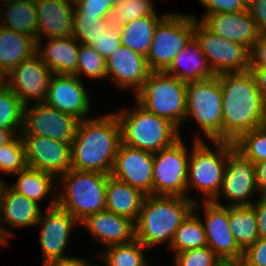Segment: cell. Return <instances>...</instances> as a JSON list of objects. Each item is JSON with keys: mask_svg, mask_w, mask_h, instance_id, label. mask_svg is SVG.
I'll return each instance as SVG.
<instances>
[{"mask_svg": "<svg viewBox=\"0 0 266 266\" xmlns=\"http://www.w3.org/2000/svg\"><path fill=\"white\" fill-rule=\"evenodd\" d=\"M247 11L258 29L266 23V0H248Z\"/></svg>", "mask_w": 266, "mask_h": 266, "instance_id": "obj_48", "label": "cell"}, {"mask_svg": "<svg viewBox=\"0 0 266 266\" xmlns=\"http://www.w3.org/2000/svg\"><path fill=\"white\" fill-rule=\"evenodd\" d=\"M249 71L253 76L257 89L266 102V69L249 68Z\"/></svg>", "mask_w": 266, "mask_h": 266, "instance_id": "obj_51", "label": "cell"}, {"mask_svg": "<svg viewBox=\"0 0 266 266\" xmlns=\"http://www.w3.org/2000/svg\"><path fill=\"white\" fill-rule=\"evenodd\" d=\"M259 36L266 37V23L259 29Z\"/></svg>", "mask_w": 266, "mask_h": 266, "instance_id": "obj_56", "label": "cell"}, {"mask_svg": "<svg viewBox=\"0 0 266 266\" xmlns=\"http://www.w3.org/2000/svg\"><path fill=\"white\" fill-rule=\"evenodd\" d=\"M53 72L37 54L22 61L6 75V86L24 105L45 102Z\"/></svg>", "mask_w": 266, "mask_h": 266, "instance_id": "obj_16", "label": "cell"}, {"mask_svg": "<svg viewBox=\"0 0 266 266\" xmlns=\"http://www.w3.org/2000/svg\"><path fill=\"white\" fill-rule=\"evenodd\" d=\"M110 175L69 169L57 178V205L79 224L106 210V186Z\"/></svg>", "mask_w": 266, "mask_h": 266, "instance_id": "obj_4", "label": "cell"}, {"mask_svg": "<svg viewBox=\"0 0 266 266\" xmlns=\"http://www.w3.org/2000/svg\"><path fill=\"white\" fill-rule=\"evenodd\" d=\"M35 4L37 7V40L72 35L74 0H35Z\"/></svg>", "mask_w": 266, "mask_h": 266, "instance_id": "obj_23", "label": "cell"}, {"mask_svg": "<svg viewBox=\"0 0 266 266\" xmlns=\"http://www.w3.org/2000/svg\"><path fill=\"white\" fill-rule=\"evenodd\" d=\"M251 206L257 219L258 237L266 239V195H260Z\"/></svg>", "mask_w": 266, "mask_h": 266, "instance_id": "obj_47", "label": "cell"}, {"mask_svg": "<svg viewBox=\"0 0 266 266\" xmlns=\"http://www.w3.org/2000/svg\"><path fill=\"white\" fill-rule=\"evenodd\" d=\"M153 3V0H126L113 6L105 17L106 25L121 31L130 21L157 13Z\"/></svg>", "mask_w": 266, "mask_h": 266, "instance_id": "obj_35", "label": "cell"}, {"mask_svg": "<svg viewBox=\"0 0 266 266\" xmlns=\"http://www.w3.org/2000/svg\"><path fill=\"white\" fill-rule=\"evenodd\" d=\"M27 167L25 146L20 134L10 142L0 146V172L11 176Z\"/></svg>", "mask_w": 266, "mask_h": 266, "instance_id": "obj_39", "label": "cell"}, {"mask_svg": "<svg viewBox=\"0 0 266 266\" xmlns=\"http://www.w3.org/2000/svg\"><path fill=\"white\" fill-rule=\"evenodd\" d=\"M201 22L225 40L239 43L249 50L258 40L259 29L247 9L206 15Z\"/></svg>", "mask_w": 266, "mask_h": 266, "instance_id": "obj_21", "label": "cell"}, {"mask_svg": "<svg viewBox=\"0 0 266 266\" xmlns=\"http://www.w3.org/2000/svg\"><path fill=\"white\" fill-rule=\"evenodd\" d=\"M164 72L185 82L205 80L215 76L195 36L189 40Z\"/></svg>", "mask_w": 266, "mask_h": 266, "instance_id": "obj_26", "label": "cell"}, {"mask_svg": "<svg viewBox=\"0 0 266 266\" xmlns=\"http://www.w3.org/2000/svg\"><path fill=\"white\" fill-rule=\"evenodd\" d=\"M24 104L7 86L0 91V128L14 129L21 133L24 116Z\"/></svg>", "mask_w": 266, "mask_h": 266, "instance_id": "obj_36", "label": "cell"}, {"mask_svg": "<svg viewBox=\"0 0 266 266\" xmlns=\"http://www.w3.org/2000/svg\"><path fill=\"white\" fill-rule=\"evenodd\" d=\"M82 266H102L101 264H92L89 259Z\"/></svg>", "mask_w": 266, "mask_h": 266, "instance_id": "obj_59", "label": "cell"}, {"mask_svg": "<svg viewBox=\"0 0 266 266\" xmlns=\"http://www.w3.org/2000/svg\"><path fill=\"white\" fill-rule=\"evenodd\" d=\"M186 85L187 82L163 71H152L134 98L147 111L179 129L186 116Z\"/></svg>", "mask_w": 266, "mask_h": 266, "instance_id": "obj_8", "label": "cell"}, {"mask_svg": "<svg viewBox=\"0 0 266 266\" xmlns=\"http://www.w3.org/2000/svg\"><path fill=\"white\" fill-rule=\"evenodd\" d=\"M134 104L129 110L123 106L114 112L120 124L122 144L156 153L182 137L174 124L147 111L136 100Z\"/></svg>", "mask_w": 266, "mask_h": 266, "instance_id": "obj_6", "label": "cell"}, {"mask_svg": "<svg viewBox=\"0 0 266 266\" xmlns=\"http://www.w3.org/2000/svg\"><path fill=\"white\" fill-rule=\"evenodd\" d=\"M6 86V75L0 71V91Z\"/></svg>", "mask_w": 266, "mask_h": 266, "instance_id": "obj_54", "label": "cell"}, {"mask_svg": "<svg viewBox=\"0 0 266 266\" xmlns=\"http://www.w3.org/2000/svg\"><path fill=\"white\" fill-rule=\"evenodd\" d=\"M256 196L259 197L260 194L256 185L254 163L233 148L227 156L222 187L213 202L228 207L251 206ZM221 197L228 203L223 204Z\"/></svg>", "mask_w": 266, "mask_h": 266, "instance_id": "obj_12", "label": "cell"}, {"mask_svg": "<svg viewBox=\"0 0 266 266\" xmlns=\"http://www.w3.org/2000/svg\"><path fill=\"white\" fill-rule=\"evenodd\" d=\"M75 76L81 80L84 76L93 81L107 80L106 60L90 45L79 43Z\"/></svg>", "mask_w": 266, "mask_h": 266, "instance_id": "obj_37", "label": "cell"}, {"mask_svg": "<svg viewBox=\"0 0 266 266\" xmlns=\"http://www.w3.org/2000/svg\"><path fill=\"white\" fill-rule=\"evenodd\" d=\"M18 133L14 129L0 128V146L10 142Z\"/></svg>", "mask_w": 266, "mask_h": 266, "instance_id": "obj_52", "label": "cell"}, {"mask_svg": "<svg viewBox=\"0 0 266 266\" xmlns=\"http://www.w3.org/2000/svg\"><path fill=\"white\" fill-rule=\"evenodd\" d=\"M79 223L58 205L46 208L36 224L40 226L39 245L42 263L52 259L65 258L71 255L65 253L70 244V237L75 225Z\"/></svg>", "mask_w": 266, "mask_h": 266, "instance_id": "obj_15", "label": "cell"}, {"mask_svg": "<svg viewBox=\"0 0 266 266\" xmlns=\"http://www.w3.org/2000/svg\"><path fill=\"white\" fill-rule=\"evenodd\" d=\"M81 224L105 248L135 239V223L107 210L88 216Z\"/></svg>", "mask_w": 266, "mask_h": 266, "instance_id": "obj_24", "label": "cell"}, {"mask_svg": "<svg viewBox=\"0 0 266 266\" xmlns=\"http://www.w3.org/2000/svg\"><path fill=\"white\" fill-rule=\"evenodd\" d=\"M4 4L10 3V2H14V1H18V0H1Z\"/></svg>", "mask_w": 266, "mask_h": 266, "instance_id": "obj_61", "label": "cell"}, {"mask_svg": "<svg viewBox=\"0 0 266 266\" xmlns=\"http://www.w3.org/2000/svg\"><path fill=\"white\" fill-rule=\"evenodd\" d=\"M221 266H243L240 262H227L223 263Z\"/></svg>", "mask_w": 266, "mask_h": 266, "instance_id": "obj_57", "label": "cell"}, {"mask_svg": "<svg viewBox=\"0 0 266 266\" xmlns=\"http://www.w3.org/2000/svg\"><path fill=\"white\" fill-rule=\"evenodd\" d=\"M202 207V208H201ZM194 211L202 210L207 246L224 262H241L243 251L238 247L228 222V206L213 201L194 203Z\"/></svg>", "mask_w": 266, "mask_h": 266, "instance_id": "obj_13", "label": "cell"}, {"mask_svg": "<svg viewBox=\"0 0 266 266\" xmlns=\"http://www.w3.org/2000/svg\"><path fill=\"white\" fill-rule=\"evenodd\" d=\"M195 18L190 13H172L158 23L146 56L151 71H165L194 36Z\"/></svg>", "mask_w": 266, "mask_h": 266, "instance_id": "obj_9", "label": "cell"}, {"mask_svg": "<svg viewBox=\"0 0 266 266\" xmlns=\"http://www.w3.org/2000/svg\"><path fill=\"white\" fill-rule=\"evenodd\" d=\"M86 89L83 81L75 75L53 74L45 103L80 121L91 118L92 99Z\"/></svg>", "mask_w": 266, "mask_h": 266, "instance_id": "obj_18", "label": "cell"}, {"mask_svg": "<svg viewBox=\"0 0 266 266\" xmlns=\"http://www.w3.org/2000/svg\"><path fill=\"white\" fill-rule=\"evenodd\" d=\"M266 69V37L259 36L250 49V67Z\"/></svg>", "mask_w": 266, "mask_h": 266, "instance_id": "obj_46", "label": "cell"}, {"mask_svg": "<svg viewBox=\"0 0 266 266\" xmlns=\"http://www.w3.org/2000/svg\"><path fill=\"white\" fill-rule=\"evenodd\" d=\"M0 22H1V19H2V12H3V8H4V3L0 0Z\"/></svg>", "mask_w": 266, "mask_h": 266, "instance_id": "obj_60", "label": "cell"}, {"mask_svg": "<svg viewBox=\"0 0 266 266\" xmlns=\"http://www.w3.org/2000/svg\"><path fill=\"white\" fill-rule=\"evenodd\" d=\"M138 189L109 176L106 186V210L126 217L136 223L145 198Z\"/></svg>", "mask_w": 266, "mask_h": 266, "instance_id": "obj_28", "label": "cell"}, {"mask_svg": "<svg viewBox=\"0 0 266 266\" xmlns=\"http://www.w3.org/2000/svg\"><path fill=\"white\" fill-rule=\"evenodd\" d=\"M166 15V12L162 16L154 13L130 21L124 25L120 32L121 44L146 57L153 39L154 30Z\"/></svg>", "mask_w": 266, "mask_h": 266, "instance_id": "obj_30", "label": "cell"}, {"mask_svg": "<svg viewBox=\"0 0 266 266\" xmlns=\"http://www.w3.org/2000/svg\"><path fill=\"white\" fill-rule=\"evenodd\" d=\"M194 36L215 75L249 70L250 50L247 47L223 39L196 18Z\"/></svg>", "mask_w": 266, "mask_h": 266, "instance_id": "obj_11", "label": "cell"}, {"mask_svg": "<svg viewBox=\"0 0 266 266\" xmlns=\"http://www.w3.org/2000/svg\"><path fill=\"white\" fill-rule=\"evenodd\" d=\"M243 266H266V239L258 238L243 252Z\"/></svg>", "mask_w": 266, "mask_h": 266, "instance_id": "obj_45", "label": "cell"}, {"mask_svg": "<svg viewBox=\"0 0 266 266\" xmlns=\"http://www.w3.org/2000/svg\"><path fill=\"white\" fill-rule=\"evenodd\" d=\"M47 43L37 40L36 54L53 74L75 75L78 64L79 42L68 37L47 38Z\"/></svg>", "mask_w": 266, "mask_h": 266, "instance_id": "obj_25", "label": "cell"}, {"mask_svg": "<svg viewBox=\"0 0 266 266\" xmlns=\"http://www.w3.org/2000/svg\"><path fill=\"white\" fill-rule=\"evenodd\" d=\"M13 176L18 177L15 183L9 184L14 191L36 203H42L51 195L46 208L57 205V178L54 175L26 167Z\"/></svg>", "mask_w": 266, "mask_h": 266, "instance_id": "obj_27", "label": "cell"}, {"mask_svg": "<svg viewBox=\"0 0 266 266\" xmlns=\"http://www.w3.org/2000/svg\"><path fill=\"white\" fill-rule=\"evenodd\" d=\"M39 206L40 204L14 191L7 184L0 201V231L8 238H12L14 233L11 230L36 227L42 213ZM2 224H8L9 227Z\"/></svg>", "mask_w": 266, "mask_h": 266, "instance_id": "obj_22", "label": "cell"}, {"mask_svg": "<svg viewBox=\"0 0 266 266\" xmlns=\"http://www.w3.org/2000/svg\"><path fill=\"white\" fill-rule=\"evenodd\" d=\"M9 238L0 231V246L9 244ZM1 250V249H0Z\"/></svg>", "mask_w": 266, "mask_h": 266, "instance_id": "obj_53", "label": "cell"}, {"mask_svg": "<svg viewBox=\"0 0 266 266\" xmlns=\"http://www.w3.org/2000/svg\"><path fill=\"white\" fill-rule=\"evenodd\" d=\"M126 0H111L113 6H118L119 4L125 2Z\"/></svg>", "mask_w": 266, "mask_h": 266, "instance_id": "obj_58", "label": "cell"}, {"mask_svg": "<svg viewBox=\"0 0 266 266\" xmlns=\"http://www.w3.org/2000/svg\"><path fill=\"white\" fill-rule=\"evenodd\" d=\"M7 184H5L4 180L0 177V201L3 195L4 188L6 187Z\"/></svg>", "mask_w": 266, "mask_h": 266, "instance_id": "obj_55", "label": "cell"}, {"mask_svg": "<svg viewBox=\"0 0 266 266\" xmlns=\"http://www.w3.org/2000/svg\"><path fill=\"white\" fill-rule=\"evenodd\" d=\"M112 8L111 0H74V16L105 18Z\"/></svg>", "mask_w": 266, "mask_h": 266, "instance_id": "obj_42", "label": "cell"}, {"mask_svg": "<svg viewBox=\"0 0 266 266\" xmlns=\"http://www.w3.org/2000/svg\"><path fill=\"white\" fill-rule=\"evenodd\" d=\"M120 144V124L113 111L79 121L71 143V169L110 175Z\"/></svg>", "mask_w": 266, "mask_h": 266, "instance_id": "obj_2", "label": "cell"}, {"mask_svg": "<svg viewBox=\"0 0 266 266\" xmlns=\"http://www.w3.org/2000/svg\"><path fill=\"white\" fill-rule=\"evenodd\" d=\"M206 9L202 18H197L198 15L192 14L197 20H202L208 14L224 13V12H238L247 9L248 0H198ZM197 16V17H196Z\"/></svg>", "mask_w": 266, "mask_h": 266, "instance_id": "obj_44", "label": "cell"}, {"mask_svg": "<svg viewBox=\"0 0 266 266\" xmlns=\"http://www.w3.org/2000/svg\"><path fill=\"white\" fill-rule=\"evenodd\" d=\"M257 190L260 195H266V161L254 164Z\"/></svg>", "mask_w": 266, "mask_h": 266, "instance_id": "obj_50", "label": "cell"}, {"mask_svg": "<svg viewBox=\"0 0 266 266\" xmlns=\"http://www.w3.org/2000/svg\"><path fill=\"white\" fill-rule=\"evenodd\" d=\"M207 246V238L199 213L192 210L175 231L169 251L183 252Z\"/></svg>", "mask_w": 266, "mask_h": 266, "instance_id": "obj_34", "label": "cell"}, {"mask_svg": "<svg viewBox=\"0 0 266 266\" xmlns=\"http://www.w3.org/2000/svg\"><path fill=\"white\" fill-rule=\"evenodd\" d=\"M120 30L107 27L101 35L90 44L105 60L120 46Z\"/></svg>", "mask_w": 266, "mask_h": 266, "instance_id": "obj_43", "label": "cell"}, {"mask_svg": "<svg viewBox=\"0 0 266 266\" xmlns=\"http://www.w3.org/2000/svg\"><path fill=\"white\" fill-rule=\"evenodd\" d=\"M20 135L25 146L27 167L50 173L56 178L71 168V143L39 135Z\"/></svg>", "mask_w": 266, "mask_h": 266, "instance_id": "obj_17", "label": "cell"}, {"mask_svg": "<svg viewBox=\"0 0 266 266\" xmlns=\"http://www.w3.org/2000/svg\"><path fill=\"white\" fill-rule=\"evenodd\" d=\"M146 251L147 248L134 239L126 244L109 246L95 254L105 266H150Z\"/></svg>", "mask_w": 266, "mask_h": 266, "instance_id": "obj_33", "label": "cell"}, {"mask_svg": "<svg viewBox=\"0 0 266 266\" xmlns=\"http://www.w3.org/2000/svg\"><path fill=\"white\" fill-rule=\"evenodd\" d=\"M193 140L187 179V198L193 202L213 201L222 187L228 153L234 148L232 142ZM212 147V149H211ZM191 190V191H190ZM193 190L203 197L192 196ZM192 196V197H191Z\"/></svg>", "mask_w": 266, "mask_h": 266, "instance_id": "obj_5", "label": "cell"}, {"mask_svg": "<svg viewBox=\"0 0 266 266\" xmlns=\"http://www.w3.org/2000/svg\"><path fill=\"white\" fill-rule=\"evenodd\" d=\"M222 92V141L235 142L243 133L266 123V102L250 71L218 74Z\"/></svg>", "mask_w": 266, "mask_h": 266, "instance_id": "obj_1", "label": "cell"}, {"mask_svg": "<svg viewBox=\"0 0 266 266\" xmlns=\"http://www.w3.org/2000/svg\"><path fill=\"white\" fill-rule=\"evenodd\" d=\"M233 144L237 151L254 164L266 161V123L243 133Z\"/></svg>", "mask_w": 266, "mask_h": 266, "instance_id": "obj_38", "label": "cell"}, {"mask_svg": "<svg viewBox=\"0 0 266 266\" xmlns=\"http://www.w3.org/2000/svg\"><path fill=\"white\" fill-rule=\"evenodd\" d=\"M79 119L63 113L45 102L24 106L20 134L39 135L65 143H72Z\"/></svg>", "mask_w": 266, "mask_h": 266, "instance_id": "obj_14", "label": "cell"}, {"mask_svg": "<svg viewBox=\"0 0 266 266\" xmlns=\"http://www.w3.org/2000/svg\"><path fill=\"white\" fill-rule=\"evenodd\" d=\"M181 137L154 153L153 195L187 197L188 163L191 149Z\"/></svg>", "mask_w": 266, "mask_h": 266, "instance_id": "obj_10", "label": "cell"}, {"mask_svg": "<svg viewBox=\"0 0 266 266\" xmlns=\"http://www.w3.org/2000/svg\"><path fill=\"white\" fill-rule=\"evenodd\" d=\"M228 222L230 232L243 252L259 238L257 219L252 206L228 207Z\"/></svg>", "mask_w": 266, "mask_h": 266, "instance_id": "obj_32", "label": "cell"}, {"mask_svg": "<svg viewBox=\"0 0 266 266\" xmlns=\"http://www.w3.org/2000/svg\"><path fill=\"white\" fill-rule=\"evenodd\" d=\"M107 28L105 18L74 16L72 36L81 44L90 45Z\"/></svg>", "mask_w": 266, "mask_h": 266, "instance_id": "obj_40", "label": "cell"}, {"mask_svg": "<svg viewBox=\"0 0 266 266\" xmlns=\"http://www.w3.org/2000/svg\"><path fill=\"white\" fill-rule=\"evenodd\" d=\"M88 258L69 256L65 258H58L43 262L42 266H82Z\"/></svg>", "mask_w": 266, "mask_h": 266, "instance_id": "obj_49", "label": "cell"}, {"mask_svg": "<svg viewBox=\"0 0 266 266\" xmlns=\"http://www.w3.org/2000/svg\"><path fill=\"white\" fill-rule=\"evenodd\" d=\"M0 25L26 34L37 42V7L35 0L4 4Z\"/></svg>", "mask_w": 266, "mask_h": 266, "instance_id": "obj_31", "label": "cell"}, {"mask_svg": "<svg viewBox=\"0 0 266 266\" xmlns=\"http://www.w3.org/2000/svg\"><path fill=\"white\" fill-rule=\"evenodd\" d=\"M36 54V41L0 25V71L7 75L22 61Z\"/></svg>", "mask_w": 266, "mask_h": 266, "instance_id": "obj_29", "label": "cell"}, {"mask_svg": "<svg viewBox=\"0 0 266 266\" xmlns=\"http://www.w3.org/2000/svg\"><path fill=\"white\" fill-rule=\"evenodd\" d=\"M194 203L184 196H145L135 223V239L148 252L164 244L168 250L175 231L193 210Z\"/></svg>", "mask_w": 266, "mask_h": 266, "instance_id": "obj_3", "label": "cell"}, {"mask_svg": "<svg viewBox=\"0 0 266 266\" xmlns=\"http://www.w3.org/2000/svg\"><path fill=\"white\" fill-rule=\"evenodd\" d=\"M153 157L154 153L121 143L110 175L146 196L153 195Z\"/></svg>", "mask_w": 266, "mask_h": 266, "instance_id": "obj_19", "label": "cell"}, {"mask_svg": "<svg viewBox=\"0 0 266 266\" xmlns=\"http://www.w3.org/2000/svg\"><path fill=\"white\" fill-rule=\"evenodd\" d=\"M172 255L174 266H221L224 263L208 246Z\"/></svg>", "mask_w": 266, "mask_h": 266, "instance_id": "obj_41", "label": "cell"}, {"mask_svg": "<svg viewBox=\"0 0 266 266\" xmlns=\"http://www.w3.org/2000/svg\"><path fill=\"white\" fill-rule=\"evenodd\" d=\"M186 95L184 124H187V121L192 122L193 119L197 128L199 127V132H196L193 140L222 141L223 102L218 76L188 81ZM200 134H203L204 138Z\"/></svg>", "mask_w": 266, "mask_h": 266, "instance_id": "obj_7", "label": "cell"}, {"mask_svg": "<svg viewBox=\"0 0 266 266\" xmlns=\"http://www.w3.org/2000/svg\"><path fill=\"white\" fill-rule=\"evenodd\" d=\"M151 72L145 56L123 45L106 59L107 79L119 90L131 89L136 94Z\"/></svg>", "mask_w": 266, "mask_h": 266, "instance_id": "obj_20", "label": "cell"}]
</instances>
